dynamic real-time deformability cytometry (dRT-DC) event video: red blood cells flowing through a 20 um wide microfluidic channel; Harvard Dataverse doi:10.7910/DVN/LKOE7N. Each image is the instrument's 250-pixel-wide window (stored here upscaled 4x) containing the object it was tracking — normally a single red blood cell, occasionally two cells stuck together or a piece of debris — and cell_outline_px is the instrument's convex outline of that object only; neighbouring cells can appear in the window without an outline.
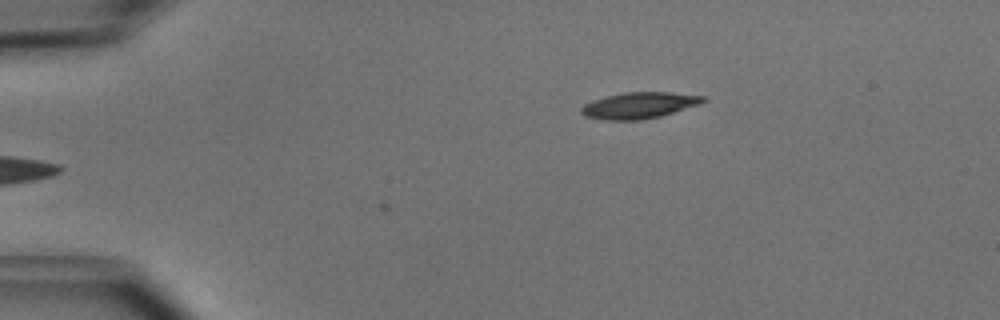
{"species": "common noctule bat (a hibernating species)", "species_latin": "Nyctalus noctula", "temperature_condition": "cold", "stored_images_in_passage": 35, "camera_frame_rate_fps": 3000, "um_per_image_px": 0.085, "animal": {"sex": "male", "body_mass_g": 15.6}, "frame": {"image": 1, "passage_image": 1, "time_ms": 0.0, "image_size_px": [1000, 320], "cell_outline_px": [[704, 100], [696, 104], [660, 116], [640, 120], [604, 120], [584, 116], [580, 112], [580, 108], [584, 104], [592, 100], [604, 96], [624, 92], [672, 92], [704, 96]], "centroid_in_image_um": [54.21, 8.95], "position_along_channel_um": 30.8, "area_um2": 18.44}}
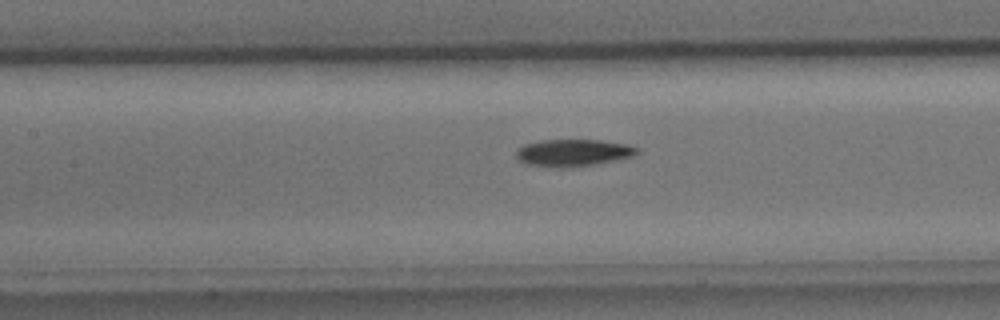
{"frame": {"image": 2, "passage_image": 15, "time_ms": 4.667, "image_size_px": [1000, 320], "cell_outline_px": [[640, 152], [632, 156], [616, 160], [592, 164], [528, 164], [520, 160], [516, 156], [516, 148], [524, 144], [540, 140], [600, 140], [628, 144], [640, 148]], "centroid_in_image_um": [48.78, 12.91], "position_along_channel_um": 158.6, "area_um2": 18.09}}
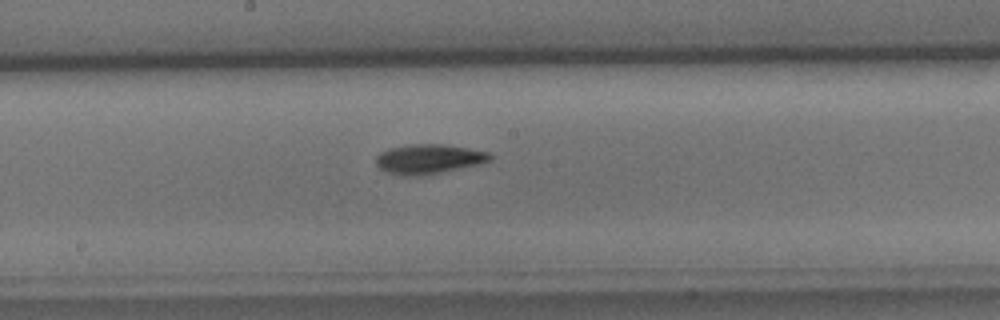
{"frame": {"image": 3, "passage_image": 19, "time_ms": 6.0, "image_size_px": [1000, 320], "cell_outline_px": [[492, 160], [480, 164], [420, 176], [404, 176], [388, 172], [380, 168], [376, 164], [376, 156], [380, 152], [388, 148], [408, 144], [444, 144], [488, 152], [492, 156]], "centroid_in_image_um": [36.42, 13.51], "position_along_channel_um": 211.8, "area_um2": 19.65}, "authors_computed_cell_mechanics": {"area_um2": 18.6694, "velocity_mm_per_s": 3.9886, "shape_relaxation_time_tau1_ms": 3.536, "shape_relaxation_time_tau2_ms": null, "deformation_change_tau1": 0.1432, "deformation_change_tau2": null}}